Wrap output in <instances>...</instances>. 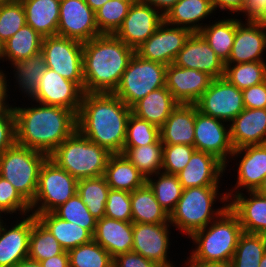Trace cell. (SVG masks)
<instances>
[{
  "mask_svg": "<svg viewBox=\"0 0 266 267\" xmlns=\"http://www.w3.org/2000/svg\"><path fill=\"white\" fill-rule=\"evenodd\" d=\"M128 107L114 93H84L77 114V130L111 154L123 151Z\"/></svg>",
  "mask_w": 266,
  "mask_h": 267,
  "instance_id": "1",
  "label": "cell"
},
{
  "mask_svg": "<svg viewBox=\"0 0 266 267\" xmlns=\"http://www.w3.org/2000/svg\"><path fill=\"white\" fill-rule=\"evenodd\" d=\"M30 105L12 106L16 143L49 156L77 130V115L60 106Z\"/></svg>",
  "mask_w": 266,
  "mask_h": 267,
  "instance_id": "2",
  "label": "cell"
},
{
  "mask_svg": "<svg viewBox=\"0 0 266 267\" xmlns=\"http://www.w3.org/2000/svg\"><path fill=\"white\" fill-rule=\"evenodd\" d=\"M135 53L114 34L83 42L84 93H113Z\"/></svg>",
  "mask_w": 266,
  "mask_h": 267,
  "instance_id": "3",
  "label": "cell"
},
{
  "mask_svg": "<svg viewBox=\"0 0 266 267\" xmlns=\"http://www.w3.org/2000/svg\"><path fill=\"white\" fill-rule=\"evenodd\" d=\"M221 186L185 188L174 210L169 215V222L178 232L188 238L197 230L205 228L228 208L227 192L220 194ZM220 197V198H219ZM222 207L214 208L217 200ZM224 203V204H223Z\"/></svg>",
  "mask_w": 266,
  "mask_h": 267,
  "instance_id": "4",
  "label": "cell"
},
{
  "mask_svg": "<svg viewBox=\"0 0 266 267\" xmlns=\"http://www.w3.org/2000/svg\"><path fill=\"white\" fill-rule=\"evenodd\" d=\"M242 233L238 217L228 207L208 226L189 237L195 248L186 261L230 263Z\"/></svg>",
  "mask_w": 266,
  "mask_h": 267,
  "instance_id": "5",
  "label": "cell"
},
{
  "mask_svg": "<svg viewBox=\"0 0 266 267\" xmlns=\"http://www.w3.org/2000/svg\"><path fill=\"white\" fill-rule=\"evenodd\" d=\"M110 155L76 130L49 155V159L79 180L103 176Z\"/></svg>",
  "mask_w": 266,
  "mask_h": 267,
  "instance_id": "6",
  "label": "cell"
},
{
  "mask_svg": "<svg viewBox=\"0 0 266 267\" xmlns=\"http://www.w3.org/2000/svg\"><path fill=\"white\" fill-rule=\"evenodd\" d=\"M48 158L42 152L15 143L0 155V176L31 204L36 195L41 167Z\"/></svg>",
  "mask_w": 266,
  "mask_h": 267,
  "instance_id": "7",
  "label": "cell"
},
{
  "mask_svg": "<svg viewBox=\"0 0 266 267\" xmlns=\"http://www.w3.org/2000/svg\"><path fill=\"white\" fill-rule=\"evenodd\" d=\"M166 68L163 63L142 59L135 53L113 93L131 108L150 92L165 87Z\"/></svg>",
  "mask_w": 266,
  "mask_h": 267,
  "instance_id": "8",
  "label": "cell"
},
{
  "mask_svg": "<svg viewBox=\"0 0 266 267\" xmlns=\"http://www.w3.org/2000/svg\"><path fill=\"white\" fill-rule=\"evenodd\" d=\"M77 182L75 177L48 158L39 173L36 195L30 204L31 214L37 216L52 212L59 205L66 203L76 194Z\"/></svg>",
  "mask_w": 266,
  "mask_h": 267,
  "instance_id": "9",
  "label": "cell"
},
{
  "mask_svg": "<svg viewBox=\"0 0 266 267\" xmlns=\"http://www.w3.org/2000/svg\"><path fill=\"white\" fill-rule=\"evenodd\" d=\"M41 52L47 68L75 82L84 91L82 42L59 35L47 36L43 37Z\"/></svg>",
  "mask_w": 266,
  "mask_h": 267,
  "instance_id": "10",
  "label": "cell"
},
{
  "mask_svg": "<svg viewBox=\"0 0 266 267\" xmlns=\"http://www.w3.org/2000/svg\"><path fill=\"white\" fill-rule=\"evenodd\" d=\"M195 105L201 113L228 124L245 109L242 90L224 77L213 79Z\"/></svg>",
  "mask_w": 266,
  "mask_h": 267,
  "instance_id": "11",
  "label": "cell"
},
{
  "mask_svg": "<svg viewBox=\"0 0 266 267\" xmlns=\"http://www.w3.org/2000/svg\"><path fill=\"white\" fill-rule=\"evenodd\" d=\"M194 147L214 155L226 165L234 151L230 140V124L205 115L195 105Z\"/></svg>",
  "mask_w": 266,
  "mask_h": 267,
  "instance_id": "12",
  "label": "cell"
},
{
  "mask_svg": "<svg viewBox=\"0 0 266 267\" xmlns=\"http://www.w3.org/2000/svg\"><path fill=\"white\" fill-rule=\"evenodd\" d=\"M84 91L75 83L57 72L46 68L41 75L36 90L29 96L31 102L60 106L79 112Z\"/></svg>",
  "mask_w": 266,
  "mask_h": 267,
  "instance_id": "13",
  "label": "cell"
},
{
  "mask_svg": "<svg viewBox=\"0 0 266 267\" xmlns=\"http://www.w3.org/2000/svg\"><path fill=\"white\" fill-rule=\"evenodd\" d=\"M171 226L170 223H133L132 251L161 267H177L169 259Z\"/></svg>",
  "mask_w": 266,
  "mask_h": 267,
  "instance_id": "14",
  "label": "cell"
},
{
  "mask_svg": "<svg viewBox=\"0 0 266 267\" xmlns=\"http://www.w3.org/2000/svg\"><path fill=\"white\" fill-rule=\"evenodd\" d=\"M192 32L183 27H177L165 20L158 29L136 49V54L142 59L157 61L165 65L174 63L178 52Z\"/></svg>",
  "mask_w": 266,
  "mask_h": 267,
  "instance_id": "15",
  "label": "cell"
},
{
  "mask_svg": "<svg viewBox=\"0 0 266 267\" xmlns=\"http://www.w3.org/2000/svg\"><path fill=\"white\" fill-rule=\"evenodd\" d=\"M57 35L82 43L101 35L95 12L85 0H60Z\"/></svg>",
  "mask_w": 266,
  "mask_h": 267,
  "instance_id": "16",
  "label": "cell"
},
{
  "mask_svg": "<svg viewBox=\"0 0 266 267\" xmlns=\"http://www.w3.org/2000/svg\"><path fill=\"white\" fill-rule=\"evenodd\" d=\"M232 159L238 161L237 180L234 186L231 185V189H226L227 195L256 191L266 177V144L234 149L229 162Z\"/></svg>",
  "mask_w": 266,
  "mask_h": 267,
  "instance_id": "17",
  "label": "cell"
},
{
  "mask_svg": "<svg viewBox=\"0 0 266 267\" xmlns=\"http://www.w3.org/2000/svg\"><path fill=\"white\" fill-rule=\"evenodd\" d=\"M163 21L164 16L157 9L135 0L114 35L136 50Z\"/></svg>",
  "mask_w": 266,
  "mask_h": 267,
  "instance_id": "18",
  "label": "cell"
},
{
  "mask_svg": "<svg viewBox=\"0 0 266 267\" xmlns=\"http://www.w3.org/2000/svg\"><path fill=\"white\" fill-rule=\"evenodd\" d=\"M14 217L17 220L10 227L6 219L0 226V267H15L28 258L31 229L37 218L33 214Z\"/></svg>",
  "mask_w": 266,
  "mask_h": 267,
  "instance_id": "19",
  "label": "cell"
},
{
  "mask_svg": "<svg viewBox=\"0 0 266 267\" xmlns=\"http://www.w3.org/2000/svg\"><path fill=\"white\" fill-rule=\"evenodd\" d=\"M177 67L207 73L213 79L224 77L225 63L199 33H192L174 61Z\"/></svg>",
  "mask_w": 266,
  "mask_h": 267,
  "instance_id": "20",
  "label": "cell"
},
{
  "mask_svg": "<svg viewBox=\"0 0 266 267\" xmlns=\"http://www.w3.org/2000/svg\"><path fill=\"white\" fill-rule=\"evenodd\" d=\"M213 78L195 69L167 65L165 87L179 104H195L209 88Z\"/></svg>",
  "mask_w": 266,
  "mask_h": 267,
  "instance_id": "21",
  "label": "cell"
},
{
  "mask_svg": "<svg viewBox=\"0 0 266 267\" xmlns=\"http://www.w3.org/2000/svg\"><path fill=\"white\" fill-rule=\"evenodd\" d=\"M236 16V33L231 54L225 64L264 61L266 29L258 22H243Z\"/></svg>",
  "mask_w": 266,
  "mask_h": 267,
  "instance_id": "22",
  "label": "cell"
},
{
  "mask_svg": "<svg viewBox=\"0 0 266 267\" xmlns=\"http://www.w3.org/2000/svg\"><path fill=\"white\" fill-rule=\"evenodd\" d=\"M226 165L214 155L195 151L186 167L177 176L182 188L220 186Z\"/></svg>",
  "mask_w": 266,
  "mask_h": 267,
  "instance_id": "23",
  "label": "cell"
},
{
  "mask_svg": "<svg viewBox=\"0 0 266 267\" xmlns=\"http://www.w3.org/2000/svg\"><path fill=\"white\" fill-rule=\"evenodd\" d=\"M228 196V207L238 217L245 233L266 235V196L257 191Z\"/></svg>",
  "mask_w": 266,
  "mask_h": 267,
  "instance_id": "24",
  "label": "cell"
},
{
  "mask_svg": "<svg viewBox=\"0 0 266 267\" xmlns=\"http://www.w3.org/2000/svg\"><path fill=\"white\" fill-rule=\"evenodd\" d=\"M230 140L234 149L266 144V108H245L230 123Z\"/></svg>",
  "mask_w": 266,
  "mask_h": 267,
  "instance_id": "25",
  "label": "cell"
},
{
  "mask_svg": "<svg viewBox=\"0 0 266 267\" xmlns=\"http://www.w3.org/2000/svg\"><path fill=\"white\" fill-rule=\"evenodd\" d=\"M93 240L101 245L112 258L132 251L133 222L119 221L106 216L97 220Z\"/></svg>",
  "mask_w": 266,
  "mask_h": 267,
  "instance_id": "26",
  "label": "cell"
},
{
  "mask_svg": "<svg viewBox=\"0 0 266 267\" xmlns=\"http://www.w3.org/2000/svg\"><path fill=\"white\" fill-rule=\"evenodd\" d=\"M195 104H178L160 127L163 144L194 146Z\"/></svg>",
  "mask_w": 266,
  "mask_h": 267,
  "instance_id": "27",
  "label": "cell"
},
{
  "mask_svg": "<svg viewBox=\"0 0 266 267\" xmlns=\"http://www.w3.org/2000/svg\"><path fill=\"white\" fill-rule=\"evenodd\" d=\"M215 13L210 0H179L164 16V20L174 26L198 33ZM205 23H204V22Z\"/></svg>",
  "mask_w": 266,
  "mask_h": 267,
  "instance_id": "28",
  "label": "cell"
},
{
  "mask_svg": "<svg viewBox=\"0 0 266 267\" xmlns=\"http://www.w3.org/2000/svg\"><path fill=\"white\" fill-rule=\"evenodd\" d=\"M179 103L166 87L150 92L131 107V113L159 128Z\"/></svg>",
  "mask_w": 266,
  "mask_h": 267,
  "instance_id": "29",
  "label": "cell"
},
{
  "mask_svg": "<svg viewBox=\"0 0 266 267\" xmlns=\"http://www.w3.org/2000/svg\"><path fill=\"white\" fill-rule=\"evenodd\" d=\"M110 189L133 192L147 182L145 176L122 154H111L103 175Z\"/></svg>",
  "mask_w": 266,
  "mask_h": 267,
  "instance_id": "30",
  "label": "cell"
},
{
  "mask_svg": "<svg viewBox=\"0 0 266 267\" xmlns=\"http://www.w3.org/2000/svg\"><path fill=\"white\" fill-rule=\"evenodd\" d=\"M26 24L41 36L57 35L60 0H21Z\"/></svg>",
  "mask_w": 266,
  "mask_h": 267,
  "instance_id": "31",
  "label": "cell"
},
{
  "mask_svg": "<svg viewBox=\"0 0 266 267\" xmlns=\"http://www.w3.org/2000/svg\"><path fill=\"white\" fill-rule=\"evenodd\" d=\"M36 218L50 231L65 251L86 244L93 239L86 229L59 218L53 212L38 214Z\"/></svg>",
  "mask_w": 266,
  "mask_h": 267,
  "instance_id": "32",
  "label": "cell"
},
{
  "mask_svg": "<svg viewBox=\"0 0 266 267\" xmlns=\"http://www.w3.org/2000/svg\"><path fill=\"white\" fill-rule=\"evenodd\" d=\"M133 223H170L169 215L155 198L153 190L146 183L130 192Z\"/></svg>",
  "mask_w": 266,
  "mask_h": 267,
  "instance_id": "33",
  "label": "cell"
},
{
  "mask_svg": "<svg viewBox=\"0 0 266 267\" xmlns=\"http://www.w3.org/2000/svg\"><path fill=\"white\" fill-rule=\"evenodd\" d=\"M222 18L209 20L210 23L206 24L198 33L225 63L230 57L235 39L236 17L234 15V18L233 16Z\"/></svg>",
  "mask_w": 266,
  "mask_h": 267,
  "instance_id": "34",
  "label": "cell"
},
{
  "mask_svg": "<svg viewBox=\"0 0 266 267\" xmlns=\"http://www.w3.org/2000/svg\"><path fill=\"white\" fill-rule=\"evenodd\" d=\"M43 36L31 26L25 24L11 38L4 42L2 61H8L11 66L21 60L39 53L42 48Z\"/></svg>",
  "mask_w": 266,
  "mask_h": 267,
  "instance_id": "35",
  "label": "cell"
},
{
  "mask_svg": "<svg viewBox=\"0 0 266 267\" xmlns=\"http://www.w3.org/2000/svg\"><path fill=\"white\" fill-rule=\"evenodd\" d=\"M14 78L19 92L23 98L29 97L37 88L41 75L45 72L47 65L44 54L39 53L28 57L25 60L18 61L12 65ZM22 92H21V91Z\"/></svg>",
  "mask_w": 266,
  "mask_h": 267,
  "instance_id": "36",
  "label": "cell"
},
{
  "mask_svg": "<svg viewBox=\"0 0 266 267\" xmlns=\"http://www.w3.org/2000/svg\"><path fill=\"white\" fill-rule=\"evenodd\" d=\"M108 186L104 176L95 178H83L77 182V194L82 202L87 206L89 212L97 220L105 215V205L107 202Z\"/></svg>",
  "mask_w": 266,
  "mask_h": 267,
  "instance_id": "37",
  "label": "cell"
},
{
  "mask_svg": "<svg viewBox=\"0 0 266 267\" xmlns=\"http://www.w3.org/2000/svg\"><path fill=\"white\" fill-rule=\"evenodd\" d=\"M122 154L146 179L162 171L163 143L161 139L154 144L139 147H124Z\"/></svg>",
  "mask_w": 266,
  "mask_h": 267,
  "instance_id": "38",
  "label": "cell"
},
{
  "mask_svg": "<svg viewBox=\"0 0 266 267\" xmlns=\"http://www.w3.org/2000/svg\"><path fill=\"white\" fill-rule=\"evenodd\" d=\"M153 190L156 200L168 215L174 210L182 195V185L177 175L158 172L146 182Z\"/></svg>",
  "mask_w": 266,
  "mask_h": 267,
  "instance_id": "39",
  "label": "cell"
},
{
  "mask_svg": "<svg viewBox=\"0 0 266 267\" xmlns=\"http://www.w3.org/2000/svg\"><path fill=\"white\" fill-rule=\"evenodd\" d=\"M266 252V235L243 232L238 240L231 267H259Z\"/></svg>",
  "mask_w": 266,
  "mask_h": 267,
  "instance_id": "40",
  "label": "cell"
},
{
  "mask_svg": "<svg viewBox=\"0 0 266 267\" xmlns=\"http://www.w3.org/2000/svg\"><path fill=\"white\" fill-rule=\"evenodd\" d=\"M64 251L57 239L36 219L31 229L28 258L40 262Z\"/></svg>",
  "mask_w": 266,
  "mask_h": 267,
  "instance_id": "41",
  "label": "cell"
},
{
  "mask_svg": "<svg viewBox=\"0 0 266 267\" xmlns=\"http://www.w3.org/2000/svg\"><path fill=\"white\" fill-rule=\"evenodd\" d=\"M224 78L240 90L266 80V60L240 64H225Z\"/></svg>",
  "mask_w": 266,
  "mask_h": 267,
  "instance_id": "42",
  "label": "cell"
},
{
  "mask_svg": "<svg viewBox=\"0 0 266 267\" xmlns=\"http://www.w3.org/2000/svg\"><path fill=\"white\" fill-rule=\"evenodd\" d=\"M135 0H109L95 12L96 23L101 34H114Z\"/></svg>",
  "mask_w": 266,
  "mask_h": 267,
  "instance_id": "43",
  "label": "cell"
},
{
  "mask_svg": "<svg viewBox=\"0 0 266 267\" xmlns=\"http://www.w3.org/2000/svg\"><path fill=\"white\" fill-rule=\"evenodd\" d=\"M68 254L70 267H106L113 261L111 255L93 239L70 249Z\"/></svg>",
  "mask_w": 266,
  "mask_h": 267,
  "instance_id": "44",
  "label": "cell"
},
{
  "mask_svg": "<svg viewBox=\"0 0 266 267\" xmlns=\"http://www.w3.org/2000/svg\"><path fill=\"white\" fill-rule=\"evenodd\" d=\"M59 218L77 224L86 229L92 236L95 232L97 219L91 215L80 196L74 194L66 203L52 211Z\"/></svg>",
  "mask_w": 266,
  "mask_h": 267,
  "instance_id": "45",
  "label": "cell"
},
{
  "mask_svg": "<svg viewBox=\"0 0 266 267\" xmlns=\"http://www.w3.org/2000/svg\"><path fill=\"white\" fill-rule=\"evenodd\" d=\"M160 139V128L132 113L130 114L124 147H139L154 144Z\"/></svg>",
  "mask_w": 266,
  "mask_h": 267,
  "instance_id": "46",
  "label": "cell"
},
{
  "mask_svg": "<svg viewBox=\"0 0 266 267\" xmlns=\"http://www.w3.org/2000/svg\"><path fill=\"white\" fill-rule=\"evenodd\" d=\"M26 24L21 0L0 5V38L5 42Z\"/></svg>",
  "mask_w": 266,
  "mask_h": 267,
  "instance_id": "47",
  "label": "cell"
},
{
  "mask_svg": "<svg viewBox=\"0 0 266 267\" xmlns=\"http://www.w3.org/2000/svg\"><path fill=\"white\" fill-rule=\"evenodd\" d=\"M17 212L19 217L31 214L30 204L9 181L0 176V213L5 217H7L6 215L11 217V214H17Z\"/></svg>",
  "mask_w": 266,
  "mask_h": 267,
  "instance_id": "48",
  "label": "cell"
},
{
  "mask_svg": "<svg viewBox=\"0 0 266 267\" xmlns=\"http://www.w3.org/2000/svg\"><path fill=\"white\" fill-rule=\"evenodd\" d=\"M195 151L194 146L163 144L162 172L177 175L186 167Z\"/></svg>",
  "mask_w": 266,
  "mask_h": 267,
  "instance_id": "49",
  "label": "cell"
},
{
  "mask_svg": "<svg viewBox=\"0 0 266 267\" xmlns=\"http://www.w3.org/2000/svg\"><path fill=\"white\" fill-rule=\"evenodd\" d=\"M104 216L124 222L132 221L130 192L110 189Z\"/></svg>",
  "mask_w": 266,
  "mask_h": 267,
  "instance_id": "50",
  "label": "cell"
},
{
  "mask_svg": "<svg viewBox=\"0 0 266 267\" xmlns=\"http://www.w3.org/2000/svg\"><path fill=\"white\" fill-rule=\"evenodd\" d=\"M15 143V114L11 107L0 114V155Z\"/></svg>",
  "mask_w": 266,
  "mask_h": 267,
  "instance_id": "51",
  "label": "cell"
},
{
  "mask_svg": "<svg viewBox=\"0 0 266 267\" xmlns=\"http://www.w3.org/2000/svg\"><path fill=\"white\" fill-rule=\"evenodd\" d=\"M242 93L245 108H266V80L260 84L243 89Z\"/></svg>",
  "mask_w": 266,
  "mask_h": 267,
  "instance_id": "52",
  "label": "cell"
},
{
  "mask_svg": "<svg viewBox=\"0 0 266 267\" xmlns=\"http://www.w3.org/2000/svg\"><path fill=\"white\" fill-rule=\"evenodd\" d=\"M113 261L117 267H161L157 263L133 251L120 254L113 258Z\"/></svg>",
  "mask_w": 266,
  "mask_h": 267,
  "instance_id": "53",
  "label": "cell"
},
{
  "mask_svg": "<svg viewBox=\"0 0 266 267\" xmlns=\"http://www.w3.org/2000/svg\"><path fill=\"white\" fill-rule=\"evenodd\" d=\"M265 9L266 0H244L241 13L237 15L241 16L242 14V17L245 16V22H258L263 16Z\"/></svg>",
  "mask_w": 266,
  "mask_h": 267,
  "instance_id": "54",
  "label": "cell"
},
{
  "mask_svg": "<svg viewBox=\"0 0 266 267\" xmlns=\"http://www.w3.org/2000/svg\"><path fill=\"white\" fill-rule=\"evenodd\" d=\"M210 2L214 11H216L217 9L219 10L220 8V10L223 12H231V16H233L234 14L236 16V14L240 13L244 4V0H210Z\"/></svg>",
  "mask_w": 266,
  "mask_h": 267,
  "instance_id": "55",
  "label": "cell"
},
{
  "mask_svg": "<svg viewBox=\"0 0 266 267\" xmlns=\"http://www.w3.org/2000/svg\"><path fill=\"white\" fill-rule=\"evenodd\" d=\"M42 267H70L68 251L39 262Z\"/></svg>",
  "mask_w": 266,
  "mask_h": 267,
  "instance_id": "56",
  "label": "cell"
},
{
  "mask_svg": "<svg viewBox=\"0 0 266 267\" xmlns=\"http://www.w3.org/2000/svg\"><path fill=\"white\" fill-rule=\"evenodd\" d=\"M143 4H147L157 9L163 16L179 1V0H138Z\"/></svg>",
  "mask_w": 266,
  "mask_h": 267,
  "instance_id": "57",
  "label": "cell"
},
{
  "mask_svg": "<svg viewBox=\"0 0 266 267\" xmlns=\"http://www.w3.org/2000/svg\"><path fill=\"white\" fill-rule=\"evenodd\" d=\"M5 72L6 71L0 67V102H8V96H10V94L8 95V93H10L8 90L10 89L9 84L11 82L7 79L8 76Z\"/></svg>",
  "mask_w": 266,
  "mask_h": 267,
  "instance_id": "58",
  "label": "cell"
},
{
  "mask_svg": "<svg viewBox=\"0 0 266 267\" xmlns=\"http://www.w3.org/2000/svg\"><path fill=\"white\" fill-rule=\"evenodd\" d=\"M183 267H231V263L184 261Z\"/></svg>",
  "mask_w": 266,
  "mask_h": 267,
  "instance_id": "59",
  "label": "cell"
},
{
  "mask_svg": "<svg viewBox=\"0 0 266 267\" xmlns=\"http://www.w3.org/2000/svg\"><path fill=\"white\" fill-rule=\"evenodd\" d=\"M109 0H85V2L89 5V7L96 12L101 8Z\"/></svg>",
  "mask_w": 266,
  "mask_h": 267,
  "instance_id": "60",
  "label": "cell"
},
{
  "mask_svg": "<svg viewBox=\"0 0 266 267\" xmlns=\"http://www.w3.org/2000/svg\"><path fill=\"white\" fill-rule=\"evenodd\" d=\"M15 267H42L38 261L29 258L20 261Z\"/></svg>",
  "mask_w": 266,
  "mask_h": 267,
  "instance_id": "61",
  "label": "cell"
},
{
  "mask_svg": "<svg viewBox=\"0 0 266 267\" xmlns=\"http://www.w3.org/2000/svg\"><path fill=\"white\" fill-rule=\"evenodd\" d=\"M259 194L266 196V177L263 179L262 184L256 190Z\"/></svg>",
  "mask_w": 266,
  "mask_h": 267,
  "instance_id": "62",
  "label": "cell"
},
{
  "mask_svg": "<svg viewBox=\"0 0 266 267\" xmlns=\"http://www.w3.org/2000/svg\"><path fill=\"white\" fill-rule=\"evenodd\" d=\"M13 105H10L9 102H0V114L6 110L10 109Z\"/></svg>",
  "mask_w": 266,
  "mask_h": 267,
  "instance_id": "63",
  "label": "cell"
},
{
  "mask_svg": "<svg viewBox=\"0 0 266 267\" xmlns=\"http://www.w3.org/2000/svg\"><path fill=\"white\" fill-rule=\"evenodd\" d=\"M258 23L264 27L266 29V9L264 11L263 16L260 18V20L258 21Z\"/></svg>",
  "mask_w": 266,
  "mask_h": 267,
  "instance_id": "64",
  "label": "cell"
},
{
  "mask_svg": "<svg viewBox=\"0 0 266 267\" xmlns=\"http://www.w3.org/2000/svg\"><path fill=\"white\" fill-rule=\"evenodd\" d=\"M3 53H4V41L0 38V61L2 60Z\"/></svg>",
  "mask_w": 266,
  "mask_h": 267,
  "instance_id": "65",
  "label": "cell"
},
{
  "mask_svg": "<svg viewBox=\"0 0 266 267\" xmlns=\"http://www.w3.org/2000/svg\"><path fill=\"white\" fill-rule=\"evenodd\" d=\"M259 267H266V252L264 253V255L260 261Z\"/></svg>",
  "mask_w": 266,
  "mask_h": 267,
  "instance_id": "66",
  "label": "cell"
},
{
  "mask_svg": "<svg viewBox=\"0 0 266 267\" xmlns=\"http://www.w3.org/2000/svg\"><path fill=\"white\" fill-rule=\"evenodd\" d=\"M17 0H0V5H3V4H7V3H12V2H15Z\"/></svg>",
  "mask_w": 266,
  "mask_h": 267,
  "instance_id": "67",
  "label": "cell"
},
{
  "mask_svg": "<svg viewBox=\"0 0 266 267\" xmlns=\"http://www.w3.org/2000/svg\"><path fill=\"white\" fill-rule=\"evenodd\" d=\"M106 267H117L116 263L114 261H112L109 265H107Z\"/></svg>",
  "mask_w": 266,
  "mask_h": 267,
  "instance_id": "68",
  "label": "cell"
},
{
  "mask_svg": "<svg viewBox=\"0 0 266 267\" xmlns=\"http://www.w3.org/2000/svg\"><path fill=\"white\" fill-rule=\"evenodd\" d=\"M3 218H4L3 214L0 213V226H1L2 222L4 221Z\"/></svg>",
  "mask_w": 266,
  "mask_h": 267,
  "instance_id": "69",
  "label": "cell"
}]
</instances>
